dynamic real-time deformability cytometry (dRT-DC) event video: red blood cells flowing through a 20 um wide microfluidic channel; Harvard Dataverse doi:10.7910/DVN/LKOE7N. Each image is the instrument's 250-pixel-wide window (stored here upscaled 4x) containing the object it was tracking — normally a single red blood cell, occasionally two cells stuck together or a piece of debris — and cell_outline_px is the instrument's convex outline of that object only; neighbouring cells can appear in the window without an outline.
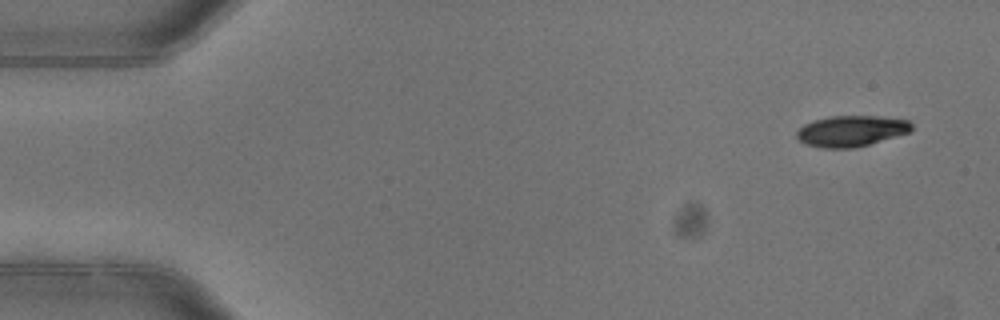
{"species": "common noctule bat (a hibernating species)", "species_latin": "Nyctalus noctula", "temperature_condition": "warm", "stored_images_in_passage": 6, "camera_frame_rate_fps": 3000, "um_per_image_px": 0.085, "animal": {"sex": "female"}, "frame": {"image": 1, "passage_image": 1, "time_ms": 0.0, "image_size_px": [1000, 320], "cell_outline_px": [[912, 128], [908, 132], [856, 148], [824, 148], [804, 144], [796, 136], [796, 132], [804, 124], [816, 120], [832, 116], [880, 116], [908, 120], [912, 124]], "centroid_in_image_um": [72.34, 11.14], "position_along_channel_um": 12.7, "area_um2": 20.52}}
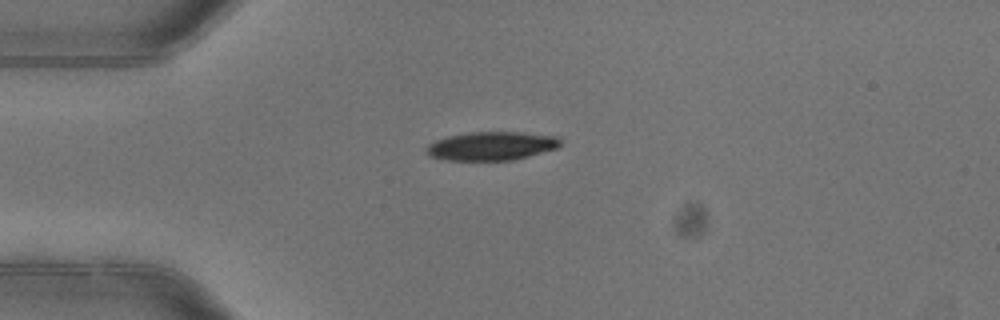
{"frame": {"image": 2, "passage_image": 4, "time_ms": 1.0, "image_size_px": [1000, 320], "cell_outline_px": [[560, 148], [512, 160], [444, 160], [428, 156], [428, 144], [436, 140], [448, 136], [468, 132], [520, 132], [560, 136]], "centroid_in_image_um": [41.82, 12.4], "position_along_channel_um": 43.2, "area_um2": 22.43}}
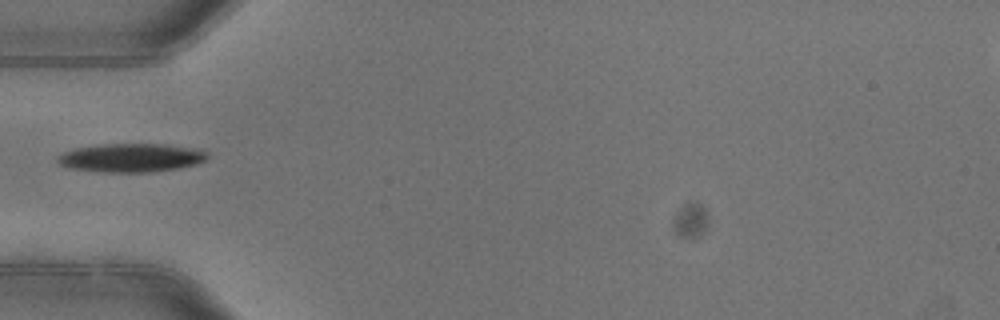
{"frame": {"image": 3, "passage_image": 5, "time_ms": 1.333, "image_size_px": [1000, 320], "cell_outline_px": [[208, 156], [204, 160], [196, 164], [176, 168], [148, 172], [104, 172], [68, 168], [60, 164], [56, 160], [56, 156], [72, 148], [100, 144], [168, 144], [200, 148], [208, 152]], "centroid_in_image_um": [11.13, 13.39], "position_along_channel_um": 73.9, "area_um2": 25.2}}